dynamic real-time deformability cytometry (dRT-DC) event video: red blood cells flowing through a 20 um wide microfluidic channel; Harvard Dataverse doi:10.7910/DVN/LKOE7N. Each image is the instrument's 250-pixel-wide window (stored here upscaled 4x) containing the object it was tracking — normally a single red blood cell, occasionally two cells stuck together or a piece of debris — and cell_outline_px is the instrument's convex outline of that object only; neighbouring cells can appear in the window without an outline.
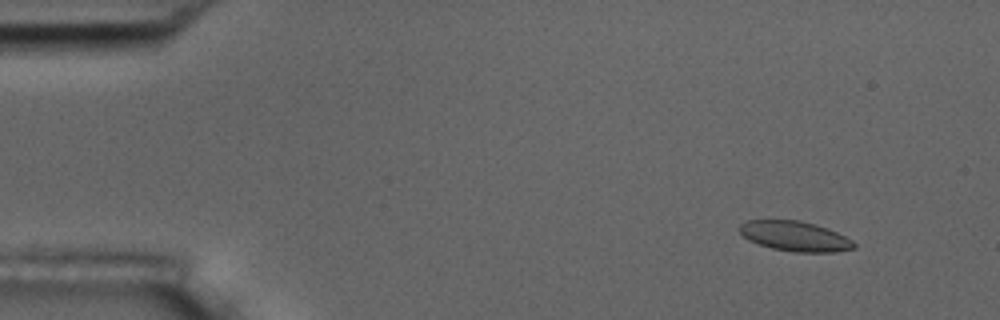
{"species": "common noctule bat (a hibernating species)", "species_latin": "Nyctalus noctula", "temperature_condition": "room temperature", "stored_images_in_passage": 52, "camera_frame_rate_fps": 3000, "um_per_image_px": 0.085, "animal": {"sex": "male", "body_mass_g": 17.5, "forearm_length_mm": 52.3}, "frame": {"image": 1, "passage_image": 3, "time_ms": 0.667, "image_size_px": [1000, 320], "cell_outline_px": [[856, 248], [836, 252], [792, 252], [772, 248], [748, 240], [736, 228], [740, 224], [748, 220], [800, 220], [816, 224], [828, 228], [852, 240], [856, 244]], "centroid_in_image_um": [67.57, 20.07], "position_along_channel_um": 17.4, "area_um2": 20.11}}
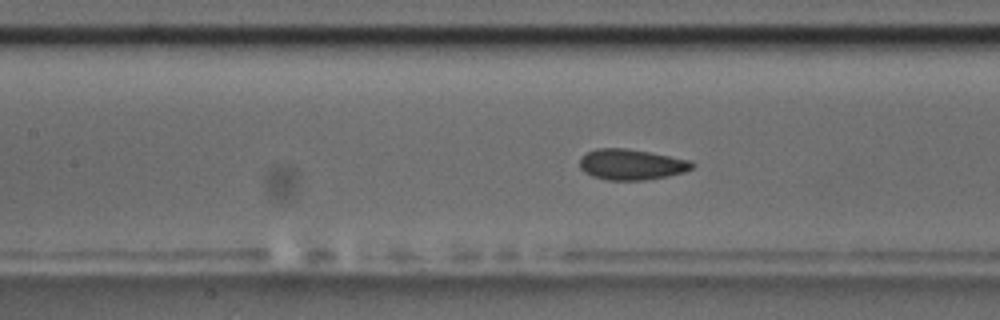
{"frame": {"image": 2, "passage_image": 22, "time_ms": 7.0, "image_size_px": [1000, 320], "cell_outline_px": [[696, 164], [692, 168], [684, 172], [668, 176], [644, 180], [608, 180], [592, 176], [584, 172], [580, 168], [580, 156], [596, 148], [624, 148], [648, 152], [692, 160]], "centroid_in_image_um": [53.67, 13.98], "position_along_channel_um": 153.7, "area_um2": 20.17}}
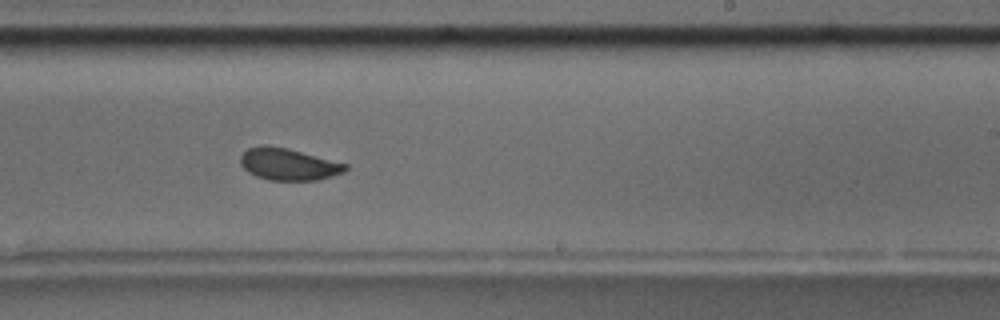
{"frame": {"image": 3, "passage_image": 31, "time_ms": 10.0, "image_size_px": [1000, 320], "cell_outline_px": [[348, 168], [344, 172], [332, 176], [316, 180], [268, 180], [256, 176], [248, 172], [240, 164], [240, 156], [248, 148], [260, 144], [268, 144], [288, 148], [348, 164]], "centroid_in_image_um": [24.49, 13.94], "position_along_channel_um": 264.5, "area_um2": 19.71}, "authors_computed_cell_mechanics": {"area_um2": 20.1144, "velocity_mm_per_s": 3.7091, "shape_relaxation_time_tau1_ms": 4.7239, "shape_relaxation_time_tau2_ms": 1.1909, "deformation_change_tau1": 0.0944, "deformation_change_tau2": 0.0346}}